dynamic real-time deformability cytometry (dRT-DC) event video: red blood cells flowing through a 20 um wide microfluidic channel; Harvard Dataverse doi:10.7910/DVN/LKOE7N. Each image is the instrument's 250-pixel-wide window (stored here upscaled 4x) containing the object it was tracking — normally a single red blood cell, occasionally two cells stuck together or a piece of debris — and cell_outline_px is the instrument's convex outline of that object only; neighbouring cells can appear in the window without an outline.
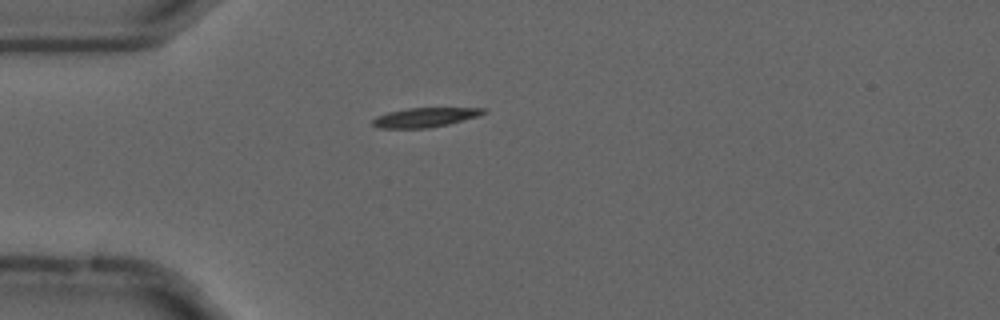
{"species": "common noctule bat (a hibernating species)", "species_latin": "Nyctalus noctula", "temperature_condition": "cold", "stored_images_in_passage": 56, "camera_frame_rate_fps": 3000, "um_per_image_px": 0.085, "animal": {"sex": "male", "forearm_length_mm": 52.5}, "frame": {"image": 1, "passage_image": 16, "time_ms": 5.0, "image_size_px": [1000, 320], "cell_outline_px": [[488, 112], [480, 116], [448, 124], [428, 128], [376, 128], [372, 124], [372, 120], [376, 116], [388, 112], [408, 108], [488, 108]], "centroid_in_image_um": [36.15, 9.97], "position_along_channel_um": 48.9, "area_um2": 12.66}}
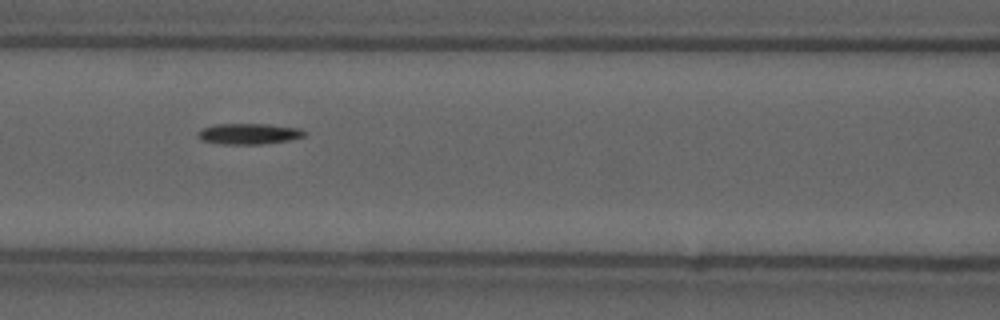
{"frame": {"image": 2, "passage_image": 25, "time_ms": 8.0, "image_size_px": [1000, 320], "cell_outline_px": [[308, 132], [304, 136], [288, 140], [260, 144], [220, 144], [200, 140], [196, 136], [196, 132], [200, 128], [216, 124], [268, 124], [300, 128]], "centroid_in_image_um": [21.09, 11.37], "position_along_channel_um": 145.5, "area_um2": 13.12}}
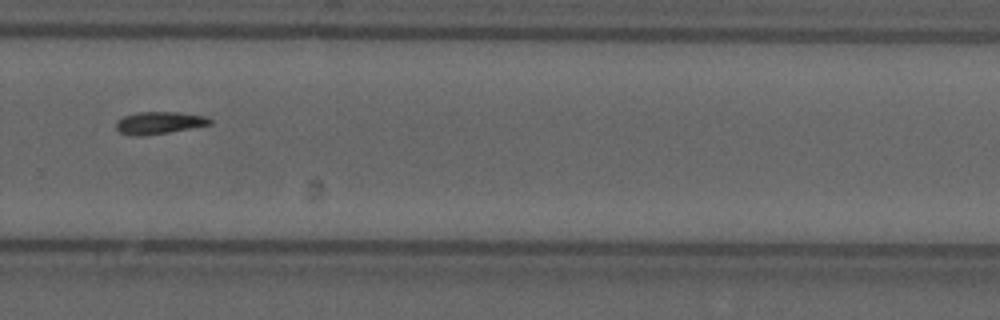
{"frame": {"image": 3, "passage_image": 39, "time_ms": 12.667, "image_size_px": [1000, 320], "cell_outline_px": [[212, 124], [192, 128], [168, 132], [140, 136], [132, 136], [120, 132], [116, 128], [116, 120], [124, 116], [136, 112], [180, 112], [204, 116], [212, 120]], "centroid_in_image_um": [13.51, 10.43], "position_along_channel_um": 316.3, "area_um2": 12.2}, "authors_computed_cell_mechanics": {"area_um2": 12.0513, "velocity_mm_per_s": 3.6735, "shape_relaxation_time_tau1_ms": 8.4541, "shape_relaxation_time_tau2_ms": null, "deformation_change_tau1": 0.1826, "deformation_change_tau2": null}}